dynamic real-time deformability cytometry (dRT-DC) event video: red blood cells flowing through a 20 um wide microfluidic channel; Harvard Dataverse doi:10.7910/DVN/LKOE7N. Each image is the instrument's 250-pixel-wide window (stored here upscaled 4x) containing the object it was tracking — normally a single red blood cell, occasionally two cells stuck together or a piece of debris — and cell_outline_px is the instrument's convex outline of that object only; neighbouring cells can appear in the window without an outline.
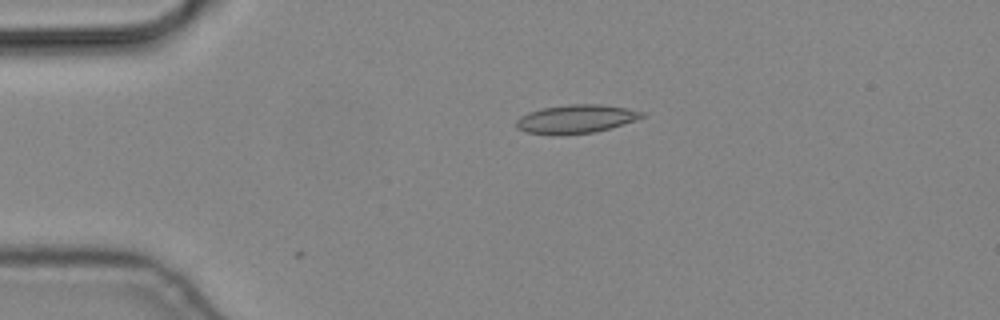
{"species": "common noctule bat (a hibernating species)", "species_latin": "Nyctalus noctula", "temperature_condition": "cold", "stored_images_in_passage": 2, "camera_frame_rate_fps": 3000, "um_per_image_px": 0.085, "animal": {"sex": "male", "body_mass_g": 19.2, "forearm_length_mm": 51.8}, "frame": {"image": 1, "passage_image": 1, "time_ms": 0.0, "image_size_px": [1000, 320], "cell_outline_px": [[648, 116], [636, 120], [608, 128], [592, 132], [528, 132], [516, 128], [516, 120], [520, 116], [528, 112], [540, 108], [568, 104], [600, 104], [624, 108], [644, 112]], "centroid_in_image_um": [48.99, 10.06], "position_along_channel_um": 36.0, "area_um2": 20.06}}